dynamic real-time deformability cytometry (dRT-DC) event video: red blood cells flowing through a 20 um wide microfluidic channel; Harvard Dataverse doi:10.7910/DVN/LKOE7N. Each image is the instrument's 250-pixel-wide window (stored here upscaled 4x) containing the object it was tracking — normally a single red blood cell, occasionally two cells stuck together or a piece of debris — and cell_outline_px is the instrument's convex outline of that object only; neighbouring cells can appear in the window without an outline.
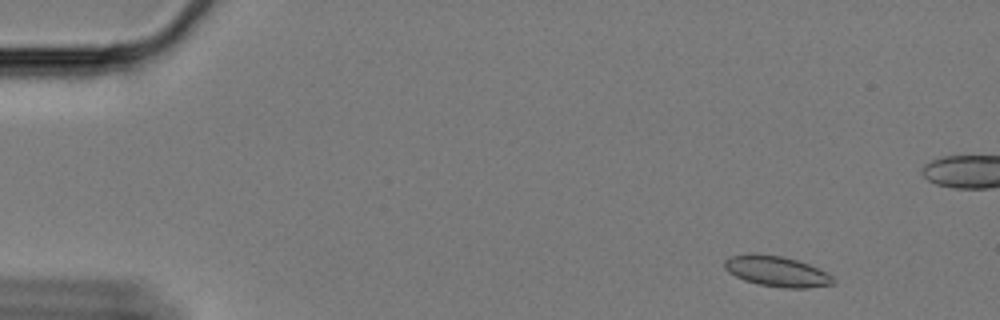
{"species": "Egyptian fruit bat (a non-hibernating species)", "species_latin": "Rousettus aegyptiacus", "temperature_condition": "cold", "stored_images_in_passage": 33, "camera_frame_rate_fps": 3000, "um_per_image_px": 0.085, "animal": {"sex": "female"}, "frame": {"image": 1, "passage_image": 5, "time_ms": 1.333, "image_size_px": [1000, 320], "cell_outline_px": [[836, 284], [808, 288], [784, 288], [756, 284], [744, 280], [728, 272], [724, 268], [724, 260], [728, 256], [752, 252], [784, 256], [808, 264], [832, 276], [836, 280]], "centroid_in_image_um": [65.98, 23.05], "position_along_channel_um": 19.0, "area_um2": 19.65}}
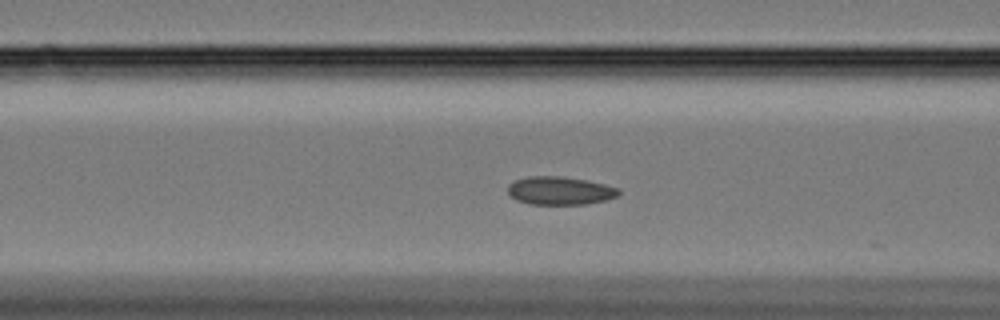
{"frame": {"image": 2, "passage_image": 23, "time_ms": 7.333, "image_size_px": [1000, 320], "cell_outline_px": [[620, 196], [608, 200], [584, 204], [528, 204], [516, 200], [508, 196], [508, 184], [516, 180], [532, 176], [556, 176], [584, 180], [604, 184], [620, 188]], "centroid_in_image_um": [47.6, 16.22], "position_along_channel_um": 119.0, "area_um2": 18.26}}
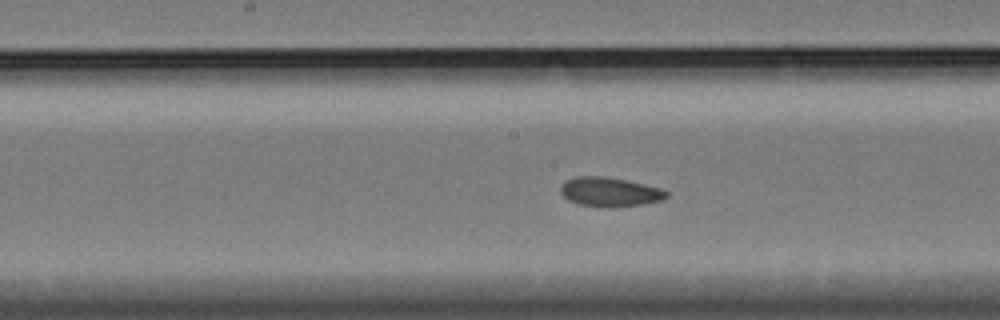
{"frame": {"image": 3, "passage_image": 30, "time_ms": 9.667, "image_size_px": [1000, 320], "cell_outline_px": [[668, 196], [664, 200], [644, 204], [612, 208], [608, 208], [580, 204], [568, 200], [560, 192], [560, 188], [568, 180], [576, 176], [604, 176], [628, 180], [660, 188], [668, 192]], "centroid_in_image_um": [51.87, 16.32], "position_along_channel_um": 196.3, "area_um2": 18.15}}